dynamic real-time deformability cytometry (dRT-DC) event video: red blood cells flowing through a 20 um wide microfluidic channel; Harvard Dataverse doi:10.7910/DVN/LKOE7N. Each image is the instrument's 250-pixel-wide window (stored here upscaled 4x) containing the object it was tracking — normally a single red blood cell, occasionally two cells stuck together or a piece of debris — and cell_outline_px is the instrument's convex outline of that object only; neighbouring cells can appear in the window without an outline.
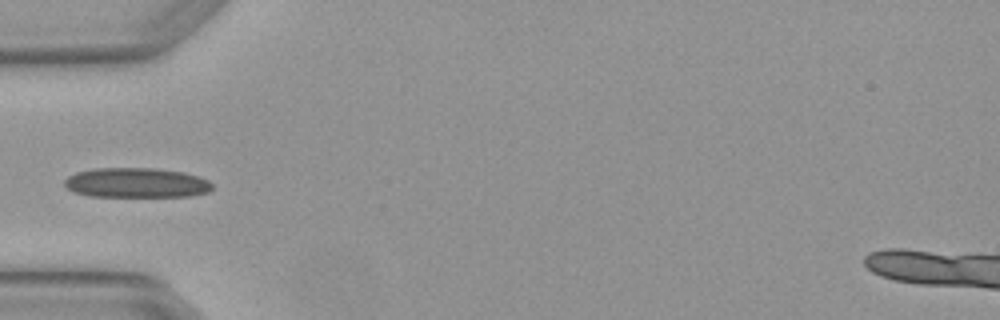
{"species": "Egyptian fruit bat (a non-hibernating species)", "species_latin": "Rousettus aegyptiacus", "temperature_condition": "warm", "stored_images_in_passage": 5, "camera_frame_rate_fps": 3000, "um_per_image_px": 0.085, "animal": {"sex": "female"}, "frame": {"image": 1, "passage_image": 4, "time_ms": 1.0, "image_size_px": [1000, 320], "cell_outline_px": [[212, 188], [208, 192], [192, 196], [88, 196], [72, 192], [64, 184], [64, 180], [68, 176], [76, 172], [96, 168], [156, 168], [184, 172], [208, 180], [212, 184]], "centroid_in_image_um": [11.57, 15.53], "position_along_channel_um": 73.4, "area_um2": 25.72}}
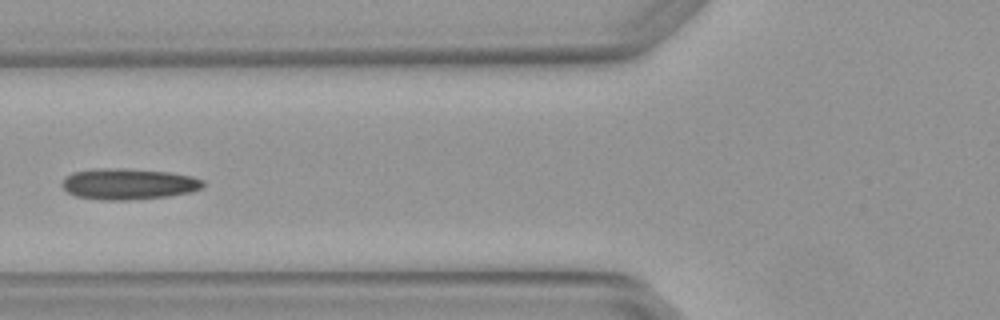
{"frame": {"image": 2, "passage_image": 5, "time_ms": 1.333, "image_size_px": [1000, 320], "cell_outline_px": [[204, 188], [192, 192], [168, 196], [128, 200], [104, 200], [76, 196], [68, 192], [60, 184], [72, 172], [168, 172], [192, 176], [204, 180]], "centroid_in_image_um": [11.03, 15.72], "position_along_channel_um": 114.8, "area_um2": 23.81}}